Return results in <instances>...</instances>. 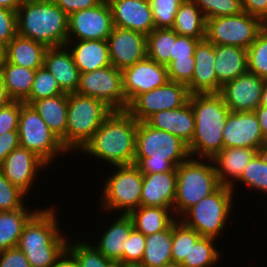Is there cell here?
I'll return each instance as SVG.
<instances>
[{
  "mask_svg": "<svg viewBox=\"0 0 267 267\" xmlns=\"http://www.w3.org/2000/svg\"><path fill=\"white\" fill-rule=\"evenodd\" d=\"M57 212L51 207L40 209L23 228L17 247L31 267H55L67 253L69 239L59 228Z\"/></svg>",
  "mask_w": 267,
  "mask_h": 267,
  "instance_id": "cell-1",
  "label": "cell"
},
{
  "mask_svg": "<svg viewBox=\"0 0 267 267\" xmlns=\"http://www.w3.org/2000/svg\"><path fill=\"white\" fill-rule=\"evenodd\" d=\"M137 126L127 110H113L79 151L111 166L134 164Z\"/></svg>",
  "mask_w": 267,
  "mask_h": 267,
  "instance_id": "cell-2",
  "label": "cell"
},
{
  "mask_svg": "<svg viewBox=\"0 0 267 267\" xmlns=\"http://www.w3.org/2000/svg\"><path fill=\"white\" fill-rule=\"evenodd\" d=\"M190 157L188 145L175 135L138 122L134 164L142 174L176 171Z\"/></svg>",
  "mask_w": 267,
  "mask_h": 267,
  "instance_id": "cell-3",
  "label": "cell"
},
{
  "mask_svg": "<svg viewBox=\"0 0 267 267\" xmlns=\"http://www.w3.org/2000/svg\"><path fill=\"white\" fill-rule=\"evenodd\" d=\"M195 131L188 145L191 157L212 159L223 149V129L231 112L219 93L190 94ZM196 154V155H195Z\"/></svg>",
  "mask_w": 267,
  "mask_h": 267,
  "instance_id": "cell-4",
  "label": "cell"
},
{
  "mask_svg": "<svg viewBox=\"0 0 267 267\" xmlns=\"http://www.w3.org/2000/svg\"><path fill=\"white\" fill-rule=\"evenodd\" d=\"M68 17L53 0H25L17 10V34L47 48L65 46Z\"/></svg>",
  "mask_w": 267,
  "mask_h": 267,
  "instance_id": "cell-5",
  "label": "cell"
},
{
  "mask_svg": "<svg viewBox=\"0 0 267 267\" xmlns=\"http://www.w3.org/2000/svg\"><path fill=\"white\" fill-rule=\"evenodd\" d=\"M212 162L209 158L196 159L190 156L176 167L177 185L173 212L177 219L221 186Z\"/></svg>",
  "mask_w": 267,
  "mask_h": 267,
  "instance_id": "cell-6",
  "label": "cell"
},
{
  "mask_svg": "<svg viewBox=\"0 0 267 267\" xmlns=\"http://www.w3.org/2000/svg\"><path fill=\"white\" fill-rule=\"evenodd\" d=\"M112 112L113 109L102 100L68 94L66 134L60 140L62 145L69 153L79 152Z\"/></svg>",
  "mask_w": 267,
  "mask_h": 267,
  "instance_id": "cell-7",
  "label": "cell"
},
{
  "mask_svg": "<svg viewBox=\"0 0 267 267\" xmlns=\"http://www.w3.org/2000/svg\"><path fill=\"white\" fill-rule=\"evenodd\" d=\"M235 192L230 187L221 185L189 208L179 220L201 236L217 239L219 234L223 236L222 231L230 217Z\"/></svg>",
  "mask_w": 267,
  "mask_h": 267,
  "instance_id": "cell-8",
  "label": "cell"
},
{
  "mask_svg": "<svg viewBox=\"0 0 267 267\" xmlns=\"http://www.w3.org/2000/svg\"><path fill=\"white\" fill-rule=\"evenodd\" d=\"M112 168L116 171L105 179L100 197L102 203L99 205L108 212L119 210L121 214H129L140 207L143 174L135 164L116 165Z\"/></svg>",
  "mask_w": 267,
  "mask_h": 267,
  "instance_id": "cell-9",
  "label": "cell"
},
{
  "mask_svg": "<svg viewBox=\"0 0 267 267\" xmlns=\"http://www.w3.org/2000/svg\"><path fill=\"white\" fill-rule=\"evenodd\" d=\"M18 135L20 146L37 154L52 165L59 154H67L60 139L50 130L32 105L21 102Z\"/></svg>",
  "mask_w": 267,
  "mask_h": 267,
  "instance_id": "cell-10",
  "label": "cell"
},
{
  "mask_svg": "<svg viewBox=\"0 0 267 267\" xmlns=\"http://www.w3.org/2000/svg\"><path fill=\"white\" fill-rule=\"evenodd\" d=\"M265 23L258 17L241 12L206 19V39L214 45H231L248 49Z\"/></svg>",
  "mask_w": 267,
  "mask_h": 267,
  "instance_id": "cell-11",
  "label": "cell"
},
{
  "mask_svg": "<svg viewBox=\"0 0 267 267\" xmlns=\"http://www.w3.org/2000/svg\"><path fill=\"white\" fill-rule=\"evenodd\" d=\"M77 94L105 102L113 110H127L121 69L110 65L80 73Z\"/></svg>",
  "mask_w": 267,
  "mask_h": 267,
  "instance_id": "cell-12",
  "label": "cell"
},
{
  "mask_svg": "<svg viewBox=\"0 0 267 267\" xmlns=\"http://www.w3.org/2000/svg\"><path fill=\"white\" fill-rule=\"evenodd\" d=\"M187 85L168 81L165 85L139 95L127 111L138 121L144 122L152 114L180 108L189 101Z\"/></svg>",
  "mask_w": 267,
  "mask_h": 267,
  "instance_id": "cell-13",
  "label": "cell"
},
{
  "mask_svg": "<svg viewBox=\"0 0 267 267\" xmlns=\"http://www.w3.org/2000/svg\"><path fill=\"white\" fill-rule=\"evenodd\" d=\"M114 27L112 11L107 0L68 17V40H107ZM77 38V39H76Z\"/></svg>",
  "mask_w": 267,
  "mask_h": 267,
  "instance_id": "cell-14",
  "label": "cell"
},
{
  "mask_svg": "<svg viewBox=\"0 0 267 267\" xmlns=\"http://www.w3.org/2000/svg\"><path fill=\"white\" fill-rule=\"evenodd\" d=\"M121 71L127 109L139 95L159 88L169 81L167 66L148 57Z\"/></svg>",
  "mask_w": 267,
  "mask_h": 267,
  "instance_id": "cell-15",
  "label": "cell"
},
{
  "mask_svg": "<svg viewBox=\"0 0 267 267\" xmlns=\"http://www.w3.org/2000/svg\"><path fill=\"white\" fill-rule=\"evenodd\" d=\"M266 79L246 72L226 82L220 91L231 112H254L259 106Z\"/></svg>",
  "mask_w": 267,
  "mask_h": 267,
  "instance_id": "cell-16",
  "label": "cell"
},
{
  "mask_svg": "<svg viewBox=\"0 0 267 267\" xmlns=\"http://www.w3.org/2000/svg\"><path fill=\"white\" fill-rule=\"evenodd\" d=\"M107 43L115 68L122 70L147 58V36L143 33L114 26Z\"/></svg>",
  "mask_w": 267,
  "mask_h": 267,
  "instance_id": "cell-17",
  "label": "cell"
},
{
  "mask_svg": "<svg viewBox=\"0 0 267 267\" xmlns=\"http://www.w3.org/2000/svg\"><path fill=\"white\" fill-rule=\"evenodd\" d=\"M48 166L37 154L19 146L7 155L0 170L14 186L29 194L38 170Z\"/></svg>",
  "mask_w": 267,
  "mask_h": 267,
  "instance_id": "cell-18",
  "label": "cell"
},
{
  "mask_svg": "<svg viewBox=\"0 0 267 267\" xmlns=\"http://www.w3.org/2000/svg\"><path fill=\"white\" fill-rule=\"evenodd\" d=\"M222 134L223 148L258 149L266 140L254 112H230Z\"/></svg>",
  "mask_w": 267,
  "mask_h": 267,
  "instance_id": "cell-19",
  "label": "cell"
},
{
  "mask_svg": "<svg viewBox=\"0 0 267 267\" xmlns=\"http://www.w3.org/2000/svg\"><path fill=\"white\" fill-rule=\"evenodd\" d=\"M115 27L133 30L146 36L155 29L149 0H107Z\"/></svg>",
  "mask_w": 267,
  "mask_h": 267,
  "instance_id": "cell-20",
  "label": "cell"
},
{
  "mask_svg": "<svg viewBox=\"0 0 267 267\" xmlns=\"http://www.w3.org/2000/svg\"><path fill=\"white\" fill-rule=\"evenodd\" d=\"M195 68L191 81L187 84L190 94L220 93L222 85L215 74L214 44L206 38L200 40L194 53Z\"/></svg>",
  "mask_w": 267,
  "mask_h": 267,
  "instance_id": "cell-21",
  "label": "cell"
},
{
  "mask_svg": "<svg viewBox=\"0 0 267 267\" xmlns=\"http://www.w3.org/2000/svg\"><path fill=\"white\" fill-rule=\"evenodd\" d=\"M145 122L156 129L169 132L189 145L195 131V118L190 102L171 110L152 114Z\"/></svg>",
  "mask_w": 267,
  "mask_h": 267,
  "instance_id": "cell-22",
  "label": "cell"
},
{
  "mask_svg": "<svg viewBox=\"0 0 267 267\" xmlns=\"http://www.w3.org/2000/svg\"><path fill=\"white\" fill-rule=\"evenodd\" d=\"M177 171L143 174L140 206L173 208Z\"/></svg>",
  "mask_w": 267,
  "mask_h": 267,
  "instance_id": "cell-23",
  "label": "cell"
},
{
  "mask_svg": "<svg viewBox=\"0 0 267 267\" xmlns=\"http://www.w3.org/2000/svg\"><path fill=\"white\" fill-rule=\"evenodd\" d=\"M44 66L54 76L65 93L77 92L80 72L66 45L47 48L44 56Z\"/></svg>",
  "mask_w": 267,
  "mask_h": 267,
  "instance_id": "cell-24",
  "label": "cell"
},
{
  "mask_svg": "<svg viewBox=\"0 0 267 267\" xmlns=\"http://www.w3.org/2000/svg\"><path fill=\"white\" fill-rule=\"evenodd\" d=\"M256 154L257 149L253 148H223L212 158L219 183L234 191L235 181L241 177L245 166Z\"/></svg>",
  "mask_w": 267,
  "mask_h": 267,
  "instance_id": "cell-25",
  "label": "cell"
},
{
  "mask_svg": "<svg viewBox=\"0 0 267 267\" xmlns=\"http://www.w3.org/2000/svg\"><path fill=\"white\" fill-rule=\"evenodd\" d=\"M66 46L80 73L92 72L111 65L107 40L67 41Z\"/></svg>",
  "mask_w": 267,
  "mask_h": 267,
  "instance_id": "cell-26",
  "label": "cell"
},
{
  "mask_svg": "<svg viewBox=\"0 0 267 267\" xmlns=\"http://www.w3.org/2000/svg\"><path fill=\"white\" fill-rule=\"evenodd\" d=\"M215 74L223 86L248 72L247 50L238 46L214 45Z\"/></svg>",
  "mask_w": 267,
  "mask_h": 267,
  "instance_id": "cell-27",
  "label": "cell"
},
{
  "mask_svg": "<svg viewBox=\"0 0 267 267\" xmlns=\"http://www.w3.org/2000/svg\"><path fill=\"white\" fill-rule=\"evenodd\" d=\"M120 217L104 231L95 248L112 261L124 262V244L134 229L133 221L128 214Z\"/></svg>",
  "mask_w": 267,
  "mask_h": 267,
  "instance_id": "cell-28",
  "label": "cell"
},
{
  "mask_svg": "<svg viewBox=\"0 0 267 267\" xmlns=\"http://www.w3.org/2000/svg\"><path fill=\"white\" fill-rule=\"evenodd\" d=\"M46 50L45 45L17 34L6 45V62L37 70L44 66Z\"/></svg>",
  "mask_w": 267,
  "mask_h": 267,
  "instance_id": "cell-29",
  "label": "cell"
},
{
  "mask_svg": "<svg viewBox=\"0 0 267 267\" xmlns=\"http://www.w3.org/2000/svg\"><path fill=\"white\" fill-rule=\"evenodd\" d=\"M128 215L133 221L134 228L145 236L165 230L177 219L173 208L155 206H140Z\"/></svg>",
  "mask_w": 267,
  "mask_h": 267,
  "instance_id": "cell-30",
  "label": "cell"
},
{
  "mask_svg": "<svg viewBox=\"0 0 267 267\" xmlns=\"http://www.w3.org/2000/svg\"><path fill=\"white\" fill-rule=\"evenodd\" d=\"M32 106L50 130L61 140L66 134L68 94L40 99Z\"/></svg>",
  "mask_w": 267,
  "mask_h": 267,
  "instance_id": "cell-31",
  "label": "cell"
},
{
  "mask_svg": "<svg viewBox=\"0 0 267 267\" xmlns=\"http://www.w3.org/2000/svg\"><path fill=\"white\" fill-rule=\"evenodd\" d=\"M172 29L179 35L205 39L206 18L192 0H184L177 10Z\"/></svg>",
  "mask_w": 267,
  "mask_h": 267,
  "instance_id": "cell-32",
  "label": "cell"
},
{
  "mask_svg": "<svg viewBox=\"0 0 267 267\" xmlns=\"http://www.w3.org/2000/svg\"><path fill=\"white\" fill-rule=\"evenodd\" d=\"M38 210L30 211L25 205L18 210L0 211V252L17 247L25 224Z\"/></svg>",
  "mask_w": 267,
  "mask_h": 267,
  "instance_id": "cell-33",
  "label": "cell"
},
{
  "mask_svg": "<svg viewBox=\"0 0 267 267\" xmlns=\"http://www.w3.org/2000/svg\"><path fill=\"white\" fill-rule=\"evenodd\" d=\"M36 70L15 64L5 63L0 68V74L12 101L24 102L30 94Z\"/></svg>",
  "mask_w": 267,
  "mask_h": 267,
  "instance_id": "cell-34",
  "label": "cell"
},
{
  "mask_svg": "<svg viewBox=\"0 0 267 267\" xmlns=\"http://www.w3.org/2000/svg\"><path fill=\"white\" fill-rule=\"evenodd\" d=\"M146 246L141 263L146 267H162L172 262V224L165 230L145 236Z\"/></svg>",
  "mask_w": 267,
  "mask_h": 267,
  "instance_id": "cell-35",
  "label": "cell"
},
{
  "mask_svg": "<svg viewBox=\"0 0 267 267\" xmlns=\"http://www.w3.org/2000/svg\"><path fill=\"white\" fill-rule=\"evenodd\" d=\"M177 33L172 28H155L147 35V57L168 65L173 60V41Z\"/></svg>",
  "mask_w": 267,
  "mask_h": 267,
  "instance_id": "cell-36",
  "label": "cell"
},
{
  "mask_svg": "<svg viewBox=\"0 0 267 267\" xmlns=\"http://www.w3.org/2000/svg\"><path fill=\"white\" fill-rule=\"evenodd\" d=\"M73 243L67 244V254L79 267H120V262L106 258L88 241L76 240Z\"/></svg>",
  "mask_w": 267,
  "mask_h": 267,
  "instance_id": "cell-37",
  "label": "cell"
},
{
  "mask_svg": "<svg viewBox=\"0 0 267 267\" xmlns=\"http://www.w3.org/2000/svg\"><path fill=\"white\" fill-rule=\"evenodd\" d=\"M217 240L201 236L180 263L183 267H212L219 262L220 253L214 244Z\"/></svg>",
  "mask_w": 267,
  "mask_h": 267,
  "instance_id": "cell-38",
  "label": "cell"
},
{
  "mask_svg": "<svg viewBox=\"0 0 267 267\" xmlns=\"http://www.w3.org/2000/svg\"><path fill=\"white\" fill-rule=\"evenodd\" d=\"M201 237L194 229L186 226L181 220L172 223V262L181 263L191 249V246Z\"/></svg>",
  "mask_w": 267,
  "mask_h": 267,
  "instance_id": "cell-39",
  "label": "cell"
},
{
  "mask_svg": "<svg viewBox=\"0 0 267 267\" xmlns=\"http://www.w3.org/2000/svg\"><path fill=\"white\" fill-rule=\"evenodd\" d=\"M64 93L54 76L42 66L36 70L30 94L23 103L32 105L37 100Z\"/></svg>",
  "mask_w": 267,
  "mask_h": 267,
  "instance_id": "cell-40",
  "label": "cell"
},
{
  "mask_svg": "<svg viewBox=\"0 0 267 267\" xmlns=\"http://www.w3.org/2000/svg\"><path fill=\"white\" fill-rule=\"evenodd\" d=\"M248 72L267 80V24L247 49Z\"/></svg>",
  "mask_w": 267,
  "mask_h": 267,
  "instance_id": "cell-41",
  "label": "cell"
},
{
  "mask_svg": "<svg viewBox=\"0 0 267 267\" xmlns=\"http://www.w3.org/2000/svg\"><path fill=\"white\" fill-rule=\"evenodd\" d=\"M241 182L255 191L267 194V163L256 154L245 166L241 177L236 182Z\"/></svg>",
  "mask_w": 267,
  "mask_h": 267,
  "instance_id": "cell-42",
  "label": "cell"
},
{
  "mask_svg": "<svg viewBox=\"0 0 267 267\" xmlns=\"http://www.w3.org/2000/svg\"><path fill=\"white\" fill-rule=\"evenodd\" d=\"M206 19L235 15L243 12L241 0H192Z\"/></svg>",
  "mask_w": 267,
  "mask_h": 267,
  "instance_id": "cell-43",
  "label": "cell"
},
{
  "mask_svg": "<svg viewBox=\"0 0 267 267\" xmlns=\"http://www.w3.org/2000/svg\"><path fill=\"white\" fill-rule=\"evenodd\" d=\"M155 28H172L175 15L184 0H149Z\"/></svg>",
  "mask_w": 267,
  "mask_h": 267,
  "instance_id": "cell-44",
  "label": "cell"
},
{
  "mask_svg": "<svg viewBox=\"0 0 267 267\" xmlns=\"http://www.w3.org/2000/svg\"><path fill=\"white\" fill-rule=\"evenodd\" d=\"M27 194L14 186L0 170V211H13L23 208Z\"/></svg>",
  "mask_w": 267,
  "mask_h": 267,
  "instance_id": "cell-45",
  "label": "cell"
},
{
  "mask_svg": "<svg viewBox=\"0 0 267 267\" xmlns=\"http://www.w3.org/2000/svg\"><path fill=\"white\" fill-rule=\"evenodd\" d=\"M194 68V57H189V59L183 60H172L167 65L169 81L183 83L187 85L193 77Z\"/></svg>",
  "mask_w": 267,
  "mask_h": 267,
  "instance_id": "cell-46",
  "label": "cell"
},
{
  "mask_svg": "<svg viewBox=\"0 0 267 267\" xmlns=\"http://www.w3.org/2000/svg\"><path fill=\"white\" fill-rule=\"evenodd\" d=\"M124 244V262L125 263H133V262H141L146 241L145 235L135 228L131 231L129 239L123 242Z\"/></svg>",
  "mask_w": 267,
  "mask_h": 267,
  "instance_id": "cell-47",
  "label": "cell"
},
{
  "mask_svg": "<svg viewBox=\"0 0 267 267\" xmlns=\"http://www.w3.org/2000/svg\"><path fill=\"white\" fill-rule=\"evenodd\" d=\"M20 112V101H11L0 108V135L9 131H18Z\"/></svg>",
  "mask_w": 267,
  "mask_h": 267,
  "instance_id": "cell-48",
  "label": "cell"
},
{
  "mask_svg": "<svg viewBox=\"0 0 267 267\" xmlns=\"http://www.w3.org/2000/svg\"><path fill=\"white\" fill-rule=\"evenodd\" d=\"M17 35V12L0 7V42L7 45Z\"/></svg>",
  "mask_w": 267,
  "mask_h": 267,
  "instance_id": "cell-49",
  "label": "cell"
},
{
  "mask_svg": "<svg viewBox=\"0 0 267 267\" xmlns=\"http://www.w3.org/2000/svg\"><path fill=\"white\" fill-rule=\"evenodd\" d=\"M200 40L202 39H194L177 34L176 41H173V60L194 57L196 45Z\"/></svg>",
  "mask_w": 267,
  "mask_h": 267,
  "instance_id": "cell-50",
  "label": "cell"
},
{
  "mask_svg": "<svg viewBox=\"0 0 267 267\" xmlns=\"http://www.w3.org/2000/svg\"><path fill=\"white\" fill-rule=\"evenodd\" d=\"M0 267H31L24 253L18 248L0 252Z\"/></svg>",
  "mask_w": 267,
  "mask_h": 267,
  "instance_id": "cell-51",
  "label": "cell"
},
{
  "mask_svg": "<svg viewBox=\"0 0 267 267\" xmlns=\"http://www.w3.org/2000/svg\"><path fill=\"white\" fill-rule=\"evenodd\" d=\"M68 16L76 11L92 8L102 0H53Z\"/></svg>",
  "mask_w": 267,
  "mask_h": 267,
  "instance_id": "cell-52",
  "label": "cell"
},
{
  "mask_svg": "<svg viewBox=\"0 0 267 267\" xmlns=\"http://www.w3.org/2000/svg\"><path fill=\"white\" fill-rule=\"evenodd\" d=\"M20 146L18 131H9L0 135V164L7 155Z\"/></svg>",
  "mask_w": 267,
  "mask_h": 267,
  "instance_id": "cell-53",
  "label": "cell"
},
{
  "mask_svg": "<svg viewBox=\"0 0 267 267\" xmlns=\"http://www.w3.org/2000/svg\"><path fill=\"white\" fill-rule=\"evenodd\" d=\"M244 12L260 18L267 24V0H241Z\"/></svg>",
  "mask_w": 267,
  "mask_h": 267,
  "instance_id": "cell-54",
  "label": "cell"
},
{
  "mask_svg": "<svg viewBox=\"0 0 267 267\" xmlns=\"http://www.w3.org/2000/svg\"><path fill=\"white\" fill-rule=\"evenodd\" d=\"M254 113L258 118L263 137L267 139V107L259 106Z\"/></svg>",
  "mask_w": 267,
  "mask_h": 267,
  "instance_id": "cell-55",
  "label": "cell"
},
{
  "mask_svg": "<svg viewBox=\"0 0 267 267\" xmlns=\"http://www.w3.org/2000/svg\"><path fill=\"white\" fill-rule=\"evenodd\" d=\"M12 100L10 99L9 95L7 94L6 87L3 81V77L0 74V108L6 106Z\"/></svg>",
  "mask_w": 267,
  "mask_h": 267,
  "instance_id": "cell-56",
  "label": "cell"
},
{
  "mask_svg": "<svg viewBox=\"0 0 267 267\" xmlns=\"http://www.w3.org/2000/svg\"><path fill=\"white\" fill-rule=\"evenodd\" d=\"M25 0H0V7L16 11Z\"/></svg>",
  "mask_w": 267,
  "mask_h": 267,
  "instance_id": "cell-57",
  "label": "cell"
},
{
  "mask_svg": "<svg viewBox=\"0 0 267 267\" xmlns=\"http://www.w3.org/2000/svg\"><path fill=\"white\" fill-rule=\"evenodd\" d=\"M55 267H79L77 263L66 253Z\"/></svg>",
  "mask_w": 267,
  "mask_h": 267,
  "instance_id": "cell-58",
  "label": "cell"
},
{
  "mask_svg": "<svg viewBox=\"0 0 267 267\" xmlns=\"http://www.w3.org/2000/svg\"><path fill=\"white\" fill-rule=\"evenodd\" d=\"M259 158L267 163V139L257 149Z\"/></svg>",
  "mask_w": 267,
  "mask_h": 267,
  "instance_id": "cell-59",
  "label": "cell"
},
{
  "mask_svg": "<svg viewBox=\"0 0 267 267\" xmlns=\"http://www.w3.org/2000/svg\"><path fill=\"white\" fill-rule=\"evenodd\" d=\"M6 61V45L0 42V68Z\"/></svg>",
  "mask_w": 267,
  "mask_h": 267,
  "instance_id": "cell-60",
  "label": "cell"
},
{
  "mask_svg": "<svg viewBox=\"0 0 267 267\" xmlns=\"http://www.w3.org/2000/svg\"><path fill=\"white\" fill-rule=\"evenodd\" d=\"M260 106L267 107V81L262 90Z\"/></svg>",
  "mask_w": 267,
  "mask_h": 267,
  "instance_id": "cell-61",
  "label": "cell"
},
{
  "mask_svg": "<svg viewBox=\"0 0 267 267\" xmlns=\"http://www.w3.org/2000/svg\"><path fill=\"white\" fill-rule=\"evenodd\" d=\"M120 267H146L141 262L125 263L120 262Z\"/></svg>",
  "mask_w": 267,
  "mask_h": 267,
  "instance_id": "cell-62",
  "label": "cell"
},
{
  "mask_svg": "<svg viewBox=\"0 0 267 267\" xmlns=\"http://www.w3.org/2000/svg\"><path fill=\"white\" fill-rule=\"evenodd\" d=\"M162 267H183V266L180 263L170 262V263L163 265Z\"/></svg>",
  "mask_w": 267,
  "mask_h": 267,
  "instance_id": "cell-63",
  "label": "cell"
}]
</instances>
